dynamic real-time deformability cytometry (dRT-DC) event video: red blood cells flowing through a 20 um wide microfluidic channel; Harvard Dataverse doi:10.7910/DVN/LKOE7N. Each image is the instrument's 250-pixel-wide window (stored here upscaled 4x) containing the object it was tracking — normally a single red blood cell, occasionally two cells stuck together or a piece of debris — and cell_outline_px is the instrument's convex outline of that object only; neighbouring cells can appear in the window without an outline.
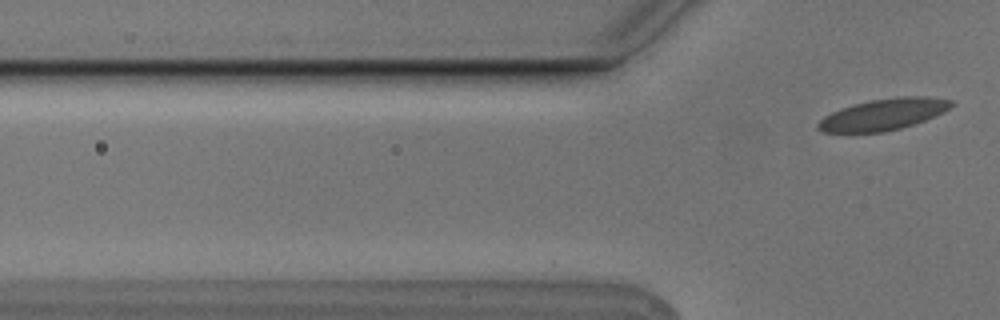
{"species": "Egyptian fruit bat (a non-hibernating species)", "species_latin": "Rousettus aegyptiacus", "temperature_condition": "cold", "stored_images_in_passage": 5, "camera_frame_rate_fps": 3000, "um_per_image_px": 0.085, "animal": {"sex": "male"}, "frame": {"image": 1, "passage_image": 5, "time_ms": 1.333, "image_size_px": [1000, 320], "cell_outline_px": [[956, 104], [944, 112], [924, 120], [900, 128], [884, 132], [820, 132], [816, 128], [816, 124], [824, 116], [840, 108], [852, 104], [872, 100], [896, 96], [928, 96], [952, 100]], "centroid_in_image_um": [75.09, 9.71], "position_along_channel_um": 50.7, "area_um2": 24.51}}